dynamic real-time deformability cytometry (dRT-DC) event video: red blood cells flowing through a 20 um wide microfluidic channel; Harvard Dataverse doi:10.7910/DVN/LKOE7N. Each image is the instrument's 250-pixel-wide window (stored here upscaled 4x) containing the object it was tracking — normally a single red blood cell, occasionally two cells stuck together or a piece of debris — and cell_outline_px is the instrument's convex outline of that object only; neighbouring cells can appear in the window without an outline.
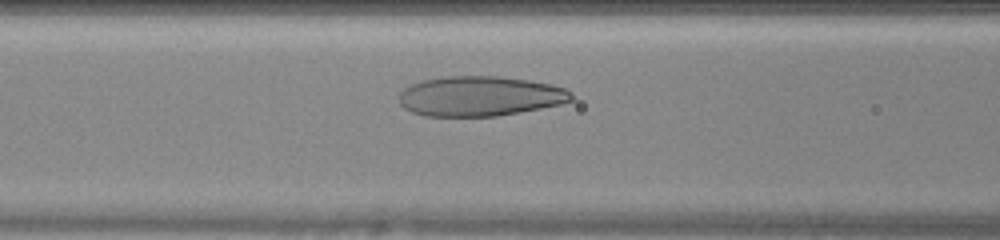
{"species": "human", "species_latin": "Homo sapiens", "temperature_condition": "warm", "stored_images_in_passage": 32, "camera_frame_rate_fps": 3000, "um_per_image_px": 0.085, "donor": {"sex": "female"}, "frame": {"image": 1, "passage_image": 12, "time_ms": 3.667, "image_size_px": [1000, 240], "cell_outline_px": [[572, 100], [560, 104], [520, 112], [496, 116], [424, 116], [412, 112], [404, 108], [400, 104], [400, 92], [404, 88], [420, 80], [444, 76], [496, 76], [528, 80], [552, 84], [564, 88], [572, 92]], "centroid_in_image_um": [40.77, 8.17], "position_along_channel_um": 125.8, "area_um2": 40.17}}
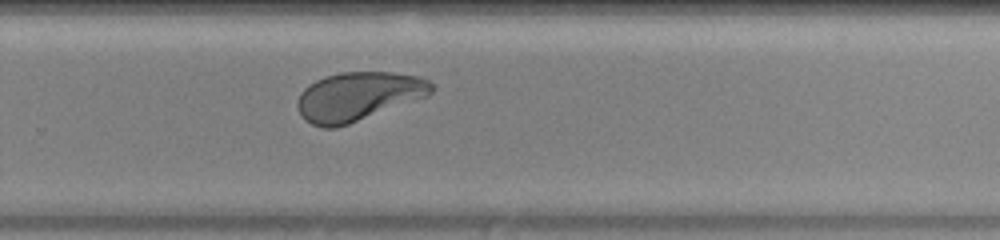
{"frame": {"image": 2, "passage_image": 24, "time_ms": 7.667, "image_size_px": [1000, 240], "cell_outline_px": [[436, 88], [428, 96], [348, 124], [336, 128], [324, 128], [312, 124], [304, 120], [300, 116], [296, 104], [300, 92], [308, 84], [316, 80], [340, 72], [392, 72], [420, 76], [428, 80]], "centroid_in_image_um": [30.44, 8.19], "position_along_channel_um": 299.4, "area_um2": 38.26}}
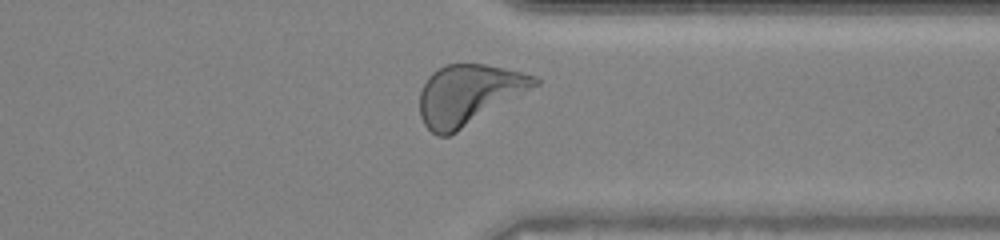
{"frame": {"image": 3, "passage_image": 29, "time_ms": 9.333, "image_size_px": [1000, 240], "cell_outline_px": [[540, 84], [456, 132], [448, 136], [436, 136], [424, 124], [420, 116], [420, 92], [428, 76], [432, 72], [444, 64], [484, 64], [504, 68], [520, 72], [532, 76], [540, 80]], "centroid_in_image_um": [39.8, 8.04], "position_along_channel_um": 371.6, "area_um2": 39.88}, "authors_computed_cell_mechanics": {"area_um2": 39.1884, "velocity_mm_per_s": 4.3468, "shape_relaxation_time_tau1_ms": 3.9894, "shape_relaxation_time_tau2_ms": 0.7835, "deformation_change_tau1": 0.1779, "deformation_change_tau2": 0.0706}}